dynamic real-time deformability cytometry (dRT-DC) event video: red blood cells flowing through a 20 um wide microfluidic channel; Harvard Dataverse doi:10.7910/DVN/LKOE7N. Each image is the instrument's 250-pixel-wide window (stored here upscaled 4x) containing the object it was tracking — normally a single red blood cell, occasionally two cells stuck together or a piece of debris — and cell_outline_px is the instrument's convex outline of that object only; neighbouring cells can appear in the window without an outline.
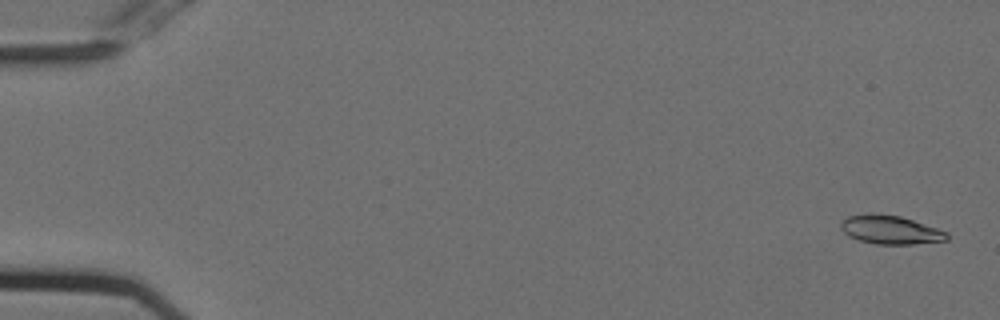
{"species": "Egyptian fruit bat (a non-hibernating species)", "species_latin": "Rousettus aegyptiacus", "temperature_condition": "cold", "stored_images_in_passage": 55, "camera_frame_rate_fps": 3000, "um_per_image_px": 0.085, "animal": {"sex": "female"}, "frame": {"image": 1, "passage_image": 2, "time_ms": 0.333, "image_size_px": [1000, 320], "cell_outline_px": [[948, 240], [912, 244], [876, 244], [860, 240], [848, 236], [840, 228], [840, 220], [848, 216], [868, 212], [872, 212], [900, 216], [948, 232]], "centroid_in_image_um": [75.63, 19.51], "position_along_channel_um": 9.4, "area_um2": 17.8}}
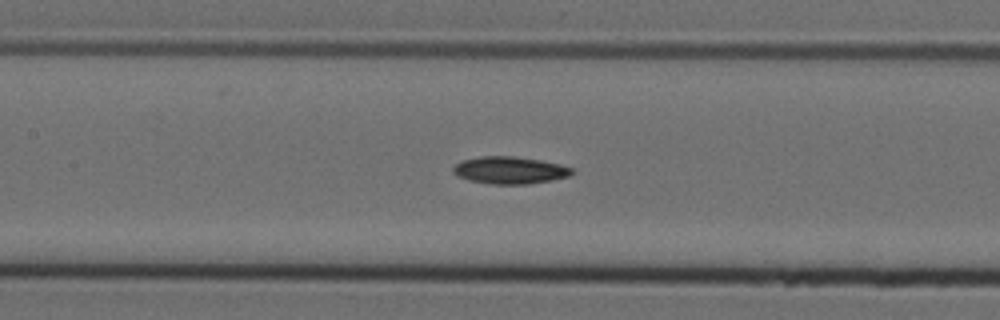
{"frame": {"image": 2, "passage_image": 26, "time_ms": 8.333, "image_size_px": [1000, 320], "cell_outline_px": [[576, 172], [568, 176], [552, 180], [528, 184], [492, 184], [468, 180], [456, 176], [452, 172], [452, 168], [460, 160], [480, 156], [512, 156], [540, 160], [560, 164], [572, 168]], "centroid_in_image_um": [43.3, 14.47], "position_along_channel_um": 164.1, "area_um2": 19.02}}
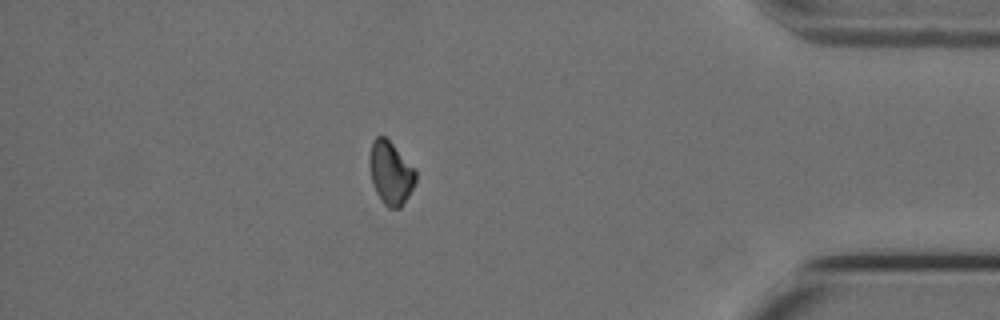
{"frame": {"image": 3, "passage_image": 48, "time_ms": 15.667, "image_size_px": [1000, 320], "cell_outline_px": [[416, 180], [408, 196], [400, 208], [388, 208], [380, 200], [372, 184], [368, 160], [372, 140], [376, 136], [384, 136], [416, 168]], "centroid_in_image_um": [33.19, 14.7], "position_along_channel_um": 402.0, "area_um2": 17.11}, "authors_computed_cell_mechanics": {"area_um2": 18.0336, "velocity_mm_per_s": 3.7451, "shape_relaxation_time_tau1_ms": 5.8222, "shape_relaxation_time_tau2_ms": null, "deformation_change_tau1": 0.1234, "deformation_change_tau2": null}}